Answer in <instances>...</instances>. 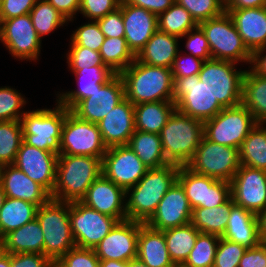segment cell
I'll return each instance as SVG.
<instances>
[{
	"mask_svg": "<svg viewBox=\"0 0 266 267\" xmlns=\"http://www.w3.org/2000/svg\"><path fill=\"white\" fill-rule=\"evenodd\" d=\"M178 172L179 166L175 164L148 169L138 183L126 191L127 219L145 224L177 181Z\"/></svg>",
	"mask_w": 266,
	"mask_h": 267,
	"instance_id": "obj_1",
	"label": "cell"
},
{
	"mask_svg": "<svg viewBox=\"0 0 266 267\" xmlns=\"http://www.w3.org/2000/svg\"><path fill=\"white\" fill-rule=\"evenodd\" d=\"M102 174V159L84 155H58L51 199L81 201L89 186Z\"/></svg>",
	"mask_w": 266,
	"mask_h": 267,
	"instance_id": "obj_2",
	"label": "cell"
},
{
	"mask_svg": "<svg viewBox=\"0 0 266 267\" xmlns=\"http://www.w3.org/2000/svg\"><path fill=\"white\" fill-rule=\"evenodd\" d=\"M125 98L134 106L144 102L173 101L174 79L170 68L135 61L120 73Z\"/></svg>",
	"mask_w": 266,
	"mask_h": 267,
	"instance_id": "obj_3",
	"label": "cell"
},
{
	"mask_svg": "<svg viewBox=\"0 0 266 267\" xmlns=\"http://www.w3.org/2000/svg\"><path fill=\"white\" fill-rule=\"evenodd\" d=\"M203 133L201 120L175 110L159 134L167 162L187 166L200 145Z\"/></svg>",
	"mask_w": 266,
	"mask_h": 267,
	"instance_id": "obj_4",
	"label": "cell"
},
{
	"mask_svg": "<svg viewBox=\"0 0 266 267\" xmlns=\"http://www.w3.org/2000/svg\"><path fill=\"white\" fill-rule=\"evenodd\" d=\"M36 219L43 231V254L55 264L76 246L70 226L69 202L50 199L38 207Z\"/></svg>",
	"mask_w": 266,
	"mask_h": 267,
	"instance_id": "obj_5",
	"label": "cell"
},
{
	"mask_svg": "<svg viewBox=\"0 0 266 267\" xmlns=\"http://www.w3.org/2000/svg\"><path fill=\"white\" fill-rule=\"evenodd\" d=\"M54 109L27 111L21 117L23 141L29 146L60 155L62 127L67 108L58 101Z\"/></svg>",
	"mask_w": 266,
	"mask_h": 267,
	"instance_id": "obj_6",
	"label": "cell"
},
{
	"mask_svg": "<svg viewBox=\"0 0 266 267\" xmlns=\"http://www.w3.org/2000/svg\"><path fill=\"white\" fill-rule=\"evenodd\" d=\"M198 26L204 32L212 59L226 60L239 64L251 63L252 53L243 42L228 12L203 21Z\"/></svg>",
	"mask_w": 266,
	"mask_h": 267,
	"instance_id": "obj_7",
	"label": "cell"
},
{
	"mask_svg": "<svg viewBox=\"0 0 266 267\" xmlns=\"http://www.w3.org/2000/svg\"><path fill=\"white\" fill-rule=\"evenodd\" d=\"M257 123L252 113L239 104L223 108L215 117L204 121L203 136L211 142L240 149Z\"/></svg>",
	"mask_w": 266,
	"mask_h": 267,
	"instance_id": "obj_8",
	"label": "cell"
},
{
	"mask_svg": "<svg viewBox=\"0 0 266 267\" xmlns=\"http://www.w3.org/2000/svg\"><path fill=\"white\" fill-rule=\"evenodd\" d=\"M237 63L210 59L204 61L199 80L209 89L214 99L224 107L241 104L242 80L246 70H237Z\"/></svg>",
	"mask_w": 266,
	"mask_h": 267,
	"instance_id": "obj_9",
	"label": "cell"
},
{
	"mask_svg": "<svg viewBox=\"0 0 266 267\" xmlns=\"http://www.w3.org/2000/svg\"><path fill=\"white\" fill-rule=\"evenodd\" d=\"M174 79L176 110L202 122L215 117L224 107L214 99L198 75Z\"/></svg>",
	"mask_w": 266,
	"mask_h": 267,
	"instance_id": "obj_10",
	"label": "cell"
},
{
	"mask_svg": "<svg viewBox=\"0 0 266 267\" xmlns=\"http://www.w3.org/2000/svg\"><path fill=\"white\" fill-rule=\"evenodd\" d=\"M107 149L98 125L78 118L67 109L62 127L60 155H84L103 159Z\"/></svg>",
	"mask_w": 266,
	"mask_h": 267,
	"instance_id": "obj_11",
	"label": "cell"
},
{
	"mask_svg": "<svg viewBox=\"0 0 266 267\" xmlns=\"http://www.w3.org/2000/svg\"><path fill=\"white\" fill-rule=\"evenodd\" d=\"M187 167L197 174L230 182L240 167L239 149L211 142L203 136Z\"/></svg>",
	"mask_w": 266,
	"mask_h": 267,
	"instance_id": "obj_12",
	"label": "cell"
},
{
	"mask_svg": "<svg viewBox=\"0 0 266 267\" xmlns=\"http://www.w3.org/2000/svg\"><path fill=\"white\" fill-rule=\"evenodd\" d=\"M69 218L75 245L88 249H94L118 222L81 201L69 203Z\"/></svg>",
	"mask_w": 266,
	"mask_h": 267,
	"instance_id": "obj_13",
	"label": "cell"
},
{
	"mask_svg": "<svg viewBox=\"0 0 266 267\" xmlns=\"http://www.w3.org/2000/svg\"><path fill=\"white\" fill-rule=\"evenodd\" d=\"M177 181L192 209L217 207L231 198L230 182L197 174L187 166H179Z\"/></svg>",
	"mask_w": 266,
	"mask_h": 267,
	"instance_id": "obj_14",
	"label": "cell"
},
{
	"mask_svg": "<svg viewBox=\"0 0 266 267\" xmlns=\"http://www.w3.org/2000/svg\"><path fill=\"white\" fill-rule=\"evenodd\" d=\"M0 40L15 59H39L42 40L33 27L30 14L3 20L0 23Z\"/></svg>",
	"mask_w": 266,
	"mask_h": 267,
	"instance_id": "obj_15",
	"label": "cell"
},
{
	"mask_svg": "<svg viewBox=\"0 0 266 267\" xmlns=\"http://www.w3.org/2000/svg\"><path fill=\"white\" fill-rule=\"evenodd\" d=\"M148 169L128 145L109 147L102 159V174L125 191L136 185Z\"/></svg>",
	"mask_w": 266,
	"mask_h": 267,
	"instance_id": "obj_16",
	"label": "cell"
},
{
	"mask_svg": "<svg viewBox=\"0 0 266 267\" xmlns=\"http://www.w3.org/2000/svg\"><path fill=\"white\" fill-rule=\"evenodd\" d=\"M235 205L258 215L266 209V171L240 165L230 181Z\"/></svg>",
	"mask_w": 266,
	"mask_h": 267,
	"instance_id": "obj_17",
	"label": "cell"
},
{
	"mask_svg": "<svg viewBox=\"0 0 266 267\" xmlns=\"http://www.w3.org/2000/svg\"><path fill=\"white\" fill-rule=\"evenodd\" d=\"M140 222H117L110 232L94 248L100 260L130 261L137 258Z\"/></svg>",
	"mask_w": 266,
	"mask_h": 267,
	"instance_id": "obj_18",
	"label": "cell"
},
{
	"mask_svg": "<svg viewBox=\"0 0 266 267\" xmlns=\"http://www.w3.org/2000/svg\"><path fill=\"white\" fill-rule=\"evenodd\" d=\"M124 98L123 79L120 74H115L90 97L81 100L71 112L82 120L98 124Z\"/></svg>",
	"mask_w": 266,
	"mask_h": 267,
	"instance_id": "obj_19",
	"label": "cell"
},
{
	"mask_svg": "<svg viewBox=\"0 0 266 267\" xmlns=\"http://www.w3.org/2000/svg\"><path fill=\"white\" fill-rule=\"evenodd\" d=\"M192 210L183 187L176 181L145 224L158 231L183 226L191 222Z\"/></svg>",
	"mask_w": 266,
	"mask_h": 267,
	"instance_id": "obj_20",
	"label": "cell"
},
{
	"mask_svg": "<svg viewBox=\"0 0 266 267\" xmlns=\"http://www.w3.org/2000/svg\"><path fill=\"white\" fill-rule=\"evenodd\" d=\"M57 160L58 154L29 146L23 141L13 164L51 194L56 181Z\"/></svg>",
	"mask_w": 266,
	"mask_h": 267,
	"instance_id": "obj_21",
	"label": "cell"
},
{
	"mask_svg": "<svg viewBox=\"0 0 266 267\" xmlns=\"http://www.w3.org/2000/svg\"><path fill=\"white\" fill-rule=\"evenodd\" d=\"M81 202L118 222L127 219L126 191L103 174L89 186Z\"/></svg>",
	"mask_w": 266,
	"mask_h": 267,
	"instance_id": "obj_22",
	"label": "cell"
},
{
	"mask_svg": "<svg viewBox=\"0 0 266 267\" xmlns=\"http://www.w3.org/2000/svg\"><path fill=\"white\" fill-rule=\"evenodd\" d=\"M122 17L129 49L136 56L158 30V16L122 0Z\"/></svg>",
	"mask_w": 266,
	"mask_h": 267,
	"instance_id": "obj_23",
	"label": "cell"
},
{
	"mask_svg": "<svg viewBox=\"0 0 266 267\" xmlns=\"http://www.w3.org/2000/svg\"><path fill=\"white\" fill-rule=\"evenodd\" d=\"M97 125L107 148L127 145L135 131L134 105L124 98Z\"/></svg>",
	"mask_w": 266,
	"mask_h": 267,
	"instance_id": "obj_24",
	"label": "cell"
},
{
	"mask_svg": "<svg viewBox=\"0 0 266 267\" xmlns=\"http://www.w3.org/2000/svg\"><path fill=\"white\" fill-rule=\"evenodd\" d=\"M0 185L6 197L21 199L37 207L51 199L50 193L43 186L29 178L14 164L2 166Z\"/></svg>",
	"mask_w": 266,
	"mask_h": 267,
	"instance_id": "obj_25",
	"label": "cell"
},
{
	"mask_svg": "<svg viewBox=\"0 0 266 267\" xmlns=\"http://www.w3.org/2000/svg\"><path fill=\"white\" fill-rule=\"evenodd\" d=\"M248 50L266 46V6L246 9H226Z\"/></svg>",
	"mask_w": 266,
	"mask_h": 267,
	"instance_id": "obj_26",
	"label": "cell"
},
{
	"mask_svg": "<svg viewBox=\"0 0 266 267\" xmlns=\"http://www.w3.org/2000/svg\"><path fill=\"white\" fill-rule=\"evenodd\" d=\"M70 70L75 74L78 89L56 94V101L70 111L81 100L90 97L94 91L100 89L115 75L108 66H92L91 68Z\"/></svg>",
	"mask_w": 266,
	"mask_h": 267,
	"instance_id": "obj_27",
	"label": "cell"
},
{
	"mask_svg": "<svg viewBox=\"0 0 266 267\" xmlns=\"http://www.w3.org/2000/svg\"><path fill=\"white\" fill-rule=\"evenodd\" d=\"M228 216L223 238L236 242L246 249L254 248L261 243L257 215L234 204Z\"/></svg>",
	"mask_w": 266,
	"mask_h": 267,
	"instance_id": "obj_28",
	"label": "cell"
},
{
	"mask_svg": "<svg viewBox=\"0 0 266 267\" xmlns=\"http://www.w3.org/2000/svg\"><path fill=\"white\" fill-rule=\"evenodd\" d=\"M137 259L149 267H174L163 231L154 230L140 222Z\"/></svg>",
	"mask_w": 266,
	"mask_h": 267,
	"instance_id": "obj_29",
	"label": "cell"
},
{
	"mask_svg": "<svg viewBox=\"0 0 266 267\" xmlns=\"http://www.w3.org/2000/svg\"><path fill=\"white\" fill-rule=\"evenodd\" d=\"M178 40L176 36L157 30L135 59L147 65L171 69L179 52Z\"/></svg>",
	"mask_w": 266,
	"mask_h": 267,
	"instance_id": "obj_30",
	"label": "cell"
},
{
	"mask_svg": "<svg viewBox=\"0 0 266 267\" xmlns=\"http://www.w3.org/2000/svg\"><path fill=\"white\" fill-rule=\"evenodd\" d=\"M1 239L6 253L43 254V231L36 218L22 227L8 232Z\"/></svg>",
	"mask_w": 266,
	"mask_h": 267,
	"instance_id": "obj_31",
	"label": "cell"
},
{
	"mask_svg": "<svg viewBox=\"0 0 266 267\" xmlns=\"http://www.w3.org/2000/svg\"><path fill=\"white\" fill-rule=\"evenodd\" d=\"M173 101L144 102L134 106L135 130L160 134L172 113Z\"/></svg>",
	"mask_w": 266,
	"mask_h": 267,
	"instance_id": "obj_32",
	"label": "cell"
},
{
	"mask_svg": "<svg viewBox=\"0 0 266 267\" xmlns=\"http://www.w3.org/2000/svg\"><path fill=\"white\" fill-rule=\"evenodd\" d=\"M241 104L258 123H266V77L246 70L242 80Z\"/></svg>",
	"mask_w": 266,
	"mask_h": 267,
	"instance_id": "obj_33",
	"label": "cell"
},
{
	"mask_svg": "<svg viewBox=\"0 0 266 267\" xmlns=\"http://www.w3.org/2000/svg\"><path fill=\"white\" fill-rule=\"evenodd\" d=\"M127 145L149 169L169 164L159 134L135 130Z\"/></svg>",
	"mask_w": 266,
	"mask_h": 267,
	"instance_id": "obj_34",
	"label": "cell"
},
{
	"mask_svg": "<svg viewBox=\"0 0 266 267\" xmlns=\"http://www.w3.org/2000/svg\"><path fill=\"white\" fill-rule=\"evenodd\" d=\"M233 199L217 207H196L192 210L191 224L200 232L222 237L226 231Z\"/></svg>",
	"mask_w": 266,
	"mask_h": 267,
	"instance_id": "obj_35",
	"label": "cell"
},
{
	"mask_svg": "<svg viewBox=\"0 0 266 267\" xmlns=\"http://www.w3.org/2000/svg\"><path fill=\"white\" fill-rule=\"evenodd\" d=\"M38 207L30 202L6 197L0 209V238L36 218Z\"/></svg>",
	"mask_w": 266,
	"mask_h": 267,
	"instance_id": "obj_36",
	"label": "cell"
},
{
	"mask_svg": "<svg viewBox=\"0 0 266 267\" xmlns=\"http://www.w3.org/2000/svg\"><path fill=\"white\" fill-rule=\"evenodd\" d=\"M168 253L174 265H182L193 249L200 232L191 224L163 230Z\"/></svg>",
	"mask_w": 266,
	"mask_h": 267,
	"instance_id": "obj_37",
	"label": "cell"
},
{
	"mask_svg": "<svg viewBox=\"0 0 266 267\" xmlns=\"http://www.w3.org/2000/svg\"><path fill=\"white\" fill-rule=\"evenodd\" d=\"M266 123H257L239 149L240 165L266 171Z\"/></svg>",
	"mask_w": 266,
	"mask_h": 267,
	"instance_id": "obj_38",
	"label": "cell"
},
{
	"mask_svg": "<svg viewBox=\"0 0 266 267\" xmlns=\"http://www.w3.org/2000/svg\"><path fill=\"white\" fill-rule=\"evenodd\" d=\"M99 53L103 63L115 74H120L135 61L124 37H105Z\"/></svg>",
	"mask_w": 266,
	"mask_h": 267,
	"instance_id": "obj_39",
	"label": "cell"
},
{
	"mask_svg": "<svg viewBox=\"0 0 266 267\" xmlns=\"http://www.w3.org/2000/svg\"><path fill=\"white\" fill-rule=\"evenodd\" d=\"M197 26L191 14L177 2L158 16V30L179 39Z\"/></svg>",
	"mask_w": 266,
	"mask_h": 267,
	"instance_id": "obj_40",
	"label": "cell"
},
{
	"mask_svg": "<svg viewBox=\"0 0 266 267\" xmlns=\"http://www.w3.org/2000/svg\"><path fill=\"white\" fill-rule=\"evenodd\" d=\"M29 14L40 39L68 23L65 17L46 0H38Z\"/></svg>",
	"mask_w": 266,
	"mask_h": 267,
	"instance_id": "obj_41",
	"label": "cell"
},
{
	"mask_svg": "<svg viewBox=\"0 0 266 267\" xmlns=\"http://www.w3.org/2000/svg\"><path fill=\"white\" fill-rule=\"evenodd\" d=\"M23 142L20 121H0V165L13 164Z\"/></svg>",
	"mask_w": 266,
	"mask_h": 267,
	"instance_id": "obj_42",
	"label": "cell"
},
{
	"mask_svg": "<svg viewBox=\"0 0 266 267\" xmlns=\"http://www.w3.org/2000/svg\"><path fill=\"white\" fill-rule=\"evenodd\" d=\"M220 237L200 233L193 249L183 264L185 267H213Z\"/></svg>",
	"mask_w": 266,
	"mask_h": 267,
	"instance_id": "obj_43",
	"label": "cell"
},
{
	"mask_svg": "<svg viewBox=\"0 0 266 267\" xmlns=\"http://www.w3.org/2000/svg\"><path fill=\"white\" fill-rule=\"evenodd\" d=\"M26 99L12 87H0V121H20Z\"/></svg>",
	"mask_w": 266,
	"mask_h": 267,
	"instance_id": "obj_44",
	"label": "cell"
},
{
	"mask_svg": "<svg viewBox=\"0 0 266 267\" xmlns=\"http://www.w3.org/2000/svg\"><path fill=\"white\" fill-rule=\"evenodd\" d=\"M193 17L197 24L222 15L225 9L224 0H175Z\"/></svg>",
	"mask_w": 266,
	"mask_h": 267,
	"instance_id": "obj_45",
	"label": "cell"
},
{
	"mask_svg": "<svg viewBox=\"0 0 266 267\" xmlns=\"http://www.w3.org/2000/svg\"><path fill=\"white\" fill-rule=\"evenodd\" d=\"M70 45H78L99 52L105 40V35L101 32L97 21L90 20L88 23L81 25L71 36Z\"/></svg>",
	"mask_w": 266,
	"mask_h": 267,
	"instance_id": "obj_46",
	"label": "cell"
},
{
	"mask_svg": "<svg viewBox=\"0 0 266 267\" xmlns=\"http://www.w3.org/2000/svg\"><path fill=\"white\" fill-rule=\"evenodd\" d=\"M54 267H100V259L94 249L75 246L62 256Z\"/></svg>",
	"mask_w": 266,
	"mask_h": 267,
	"instance_id": "obj_47",
	"label": "cell"
},
{
	"mask_svg": "<svg viewBox=\"0 0 266 267\" xmlns=\"http://www.w3.org/2000/svg\"><path fill=\"white\" fill-rule=\"evenodd\" d=\"M246 248L220 237L213 267H238Z\"/></svg>",
	"mask_w": 266,
	"mask_h": 267,
	"instance_id": "obj_48",
	"label": "cell"
},
{
	"mask_svg": "<svg viewBox=\"0 0 266 267\" xmlns=\"http://www.w3.org/2000/svg\"><path fill=\"white\" fill-rule=\"evenodd\" d=\"M67 53V63L70 69L91 68L92 66H106L101 58L99 52L93 51L89 48L70 45Z\"/></svg>",
	"mask_w": 266,
	"mask_h": 267,
	"instance_id": "obj_49",
	"label": "cell"
},
{
	"mask_svg": "<svg viewBox=\"0 0 266 267\" xmlns=\"http://www.w3.org/2000/svg\"><path fill=\"white\" fill-rule=\"evenodd\" d=\"M122 0H80L79 12L86 19L97 21L117 10Z\"/></svg>",
	"mask_w": 266,
	"mask_h": 267,
	"instance_id": "obj_50",
	"label": "cell"
},
{
	"mask_svg": "<svg viewBox=\"0 0 266 267\" xmlns=\"http://www.w3.org/2000/svg\"><path fill=\"white\" fill-rule=\"evenodd\" d=\"M183 37L187 38L185 48L188 54L204 61L212 59L208 40L199 26L189 30L181 39Z\"/></svg>",
	"mask_w": 266,
	"mask_h": 267,
	"instance_id": "obj_51",
	"label": "cell"
},
{
	"mask_svg": "<svg viewBox=\"0 0 266 267\" xmlns=\"http://www.w3.org/2000/svg\"><path fill=\"white\" fill-rule=\"evenodd\" d=\"M203 63L204 60L194 57L191 54H186V52L185 55H182L179 51L171 68L173 78L198 75Z\"/></svg>",
	"mask_w": 266,
	"mask_h": 267,
	"instance_id": "obj_52",
	"label": "cell"
},
{
	"mask_svg": "<svg viewBox=\"0 0 266 267\" xmlns=\"http://www.w3.org/2000/svg\"><path fill=\"white\" fill-rule=\"evenodd\" d=\"M105 37H124L125 29L122 17V1L120 7L97 20Z\"/></svg>",
	"mask_w": 266,
	"mask_h": 267,
	"instance_id": "obj_53",
	"label": "cell"
},
{
	"mask_svg": "<svg viewBox=\"0 0 266 267\" xmlns=\"http://www.w3.org/2000/svg\"><path fill=\"white\" fill-rule=\"evenodd\" d=\"M38 0H1L0 23L14 17L29 14Z\"/></svg>",
	"mask_w": 266,
	"mask_h": 267,
	"instance_id": "obj_54",
	"label": "cell"
},
{
	"mask_svg": "<svg viewBox=\"0 0 266 267\" xmlns=\"http://www.w3.org/2000/svg\"><path fill=\"white\" fill-rule=\"evenodd\" d=\"M11 267H54V264L39 253L11 254Z\"/></svg>",
	"mask_w": 266,
	"mask_h": 267,
	"instance_id": "obj_55",
	"label": "cell"
},
{
	"mask_svg": "<svg viewBox=\"0 0 266 267\" xmlns=\"http://www.w3.org/2000/svg\"><path fill=\"white\" fill-rule=\"evenodd\" d=\"M238 267H266V248L260 243L244 252Z\"/></svg>",
	"mask_w": 266,
	"mask_h": 267,
	"instance_id": "obj_56",
	"label": "cell"
},
{
	"mask_svg": "<svg viewBox=\"0 0 266 267\" xmlns=\"http://www.w3.org/2000/svg\"><path fill=\"white\" fill-rule=\"evenodd\" d=\"M128 4L142 7L151 13L159 16L166 11L171 5L175 3V0H125Z\"/></svg>",
	"mask_w": 266,
	"mask_h": 267,
	"instance_id": "obj_57",
	"label": "cell"
},
{
	"mask_svg": "<svg viewBox=\"0 0 266 267\" xmlns=\"http://www.w3.org/2000/svg\"><path fill=\"white\" fill-rule=\"evenodd\" d=\"M69 22L79 12L80 0H46ZM75 15V16H74Z\"/></svg>",
	"mask_w": 266,
	"mask_h": 267,
	"instance_id": "obj_58",
	"label": "cell"
},
{
	"mask_svg": "<svg viewBox=\"0 0 266 267\" xmlns=\"http://www.w3.org/2000/svg\"><path fill=\"white\" fill-rule=\"evenodd\" d=\"M266 46L252 53L250 69L261 76L266 77Z\"/></svg>",
	"mask_w": 266,
	"mask_h": 267,
	"instance_id": "obj_59",
	"label": "cell"
},
{
	"mask_svg": "<svg viewBox=\"0 0 266 267\" xmlns=\"http://www.w3.org/2000/svg\"><path fill=\"white\" fill-rule=\"evenodd\" d=\"M225 9H246L265 7L266 0H224Z\"/></svg>",
	"mask_w": 266,
	"mask_h": 267,
	"instance_id": "obj_60",
	"label": "cell"
},
{
	"mask_svg": "<svg viewBox=\"0 0 266 267\" xmlns=\"http://www.w3.org/2000/svg\"><path fill=\"white\" fill-rule=\"evenodd\" d=\"M259 236L266 237V209L257 215Z\"/></svg>",
	"mask_w": 266,
	"mask_h": 267,
	"instance_id": "obj_61",
	"label": "cell"
},
{
	"mask_svg": "<svg viewBox=\"0 0 266 267\" xmlns=\"http://www.w3.org/2000/svg\"><path fill=\"white\" fill-rule=\"evenodd\" d=\"M100 267H129V261L100 260Z\"/></svg>",
	"mask_w": 266,
	"mask_h": 267,
	"instance_id": "obj_62",
	"label": "cell"
},
{
	"mask_svg": "<svg viewBox=\"0 0 266 267\" xmlns=\"http://www.w3.org/2000/svg\"><path fill=\"white\" fill-rule=\"evenodd\" d=\"M0 267H11V254L5 253L0 258Z\"/></svg>",
	"mask_w": 266,
	"mask_h": 267,
	"instance_id": "obj_63",
	"label": "cell"
},
{
	"mask_svg": "<svg viewBox=\"0 0 266 267\" xmlns=\"http://www.w3.org/2000/svg\"><path fill=\"white\" fill-rule=\"evenodd\" d=\"M129 267H149V266H147L146 264H144L143 262H141L136 258L129 261Z\"/></svg>",
	"mask_w": 266,
	"mask_h": 267,
	"instance_id": "obj_64",
	"label": "cell"
},
{
	"mask_svg": "<svg viewBox=\"0 0 266 267\" xmlns=\"http://www.w3.org/2000/svg\"><path fill=\"white\" fill-rule=\"evenodd\" d=\"M5 198H6V194H5L2 186L0 185V209L3 206Z\"/></svg>",
	"mask_w": 266,
	"mask_h": 267,
	"instance_id": "obj_65",
	"label": "cell"
},
{
	"mask_svg": "<svg viewBox=\"0 0 266 267\" xmlns=\"http://www.w3.org/2000/svg\"><path fill=\"white\" fill-rule=\"evenodd\" d=\"M6 253L2 239L0 238V258Z\"/></svg>",
	"mask_w": 266,
	"mask_h": 267,
	"instance_id": "obj_66",
	"label": "cell"
},
{
	"mask_svg": "<svg viewBox=\"0 0 266 267\" xmlns=\"http://www.w3.org/2000/svg\"><path fill=\"white\" fill-rule=\"evenodd\" d=\"M262 245L266 248V237H260Z\"/></svg>",
	"mask_w": 266,
	"mask_h": 267,
	"instance_id": "obj_67",
	"label": "cell"
},
{
	"mask_svg": "<svg viewBox=\"0 0 266 267\" xmlns=\"http://www.w3.org/2000/svg\"><path fill=\"white\" fill-rule=\"evenodd\" d=\"M174 267H185V266L182 264V265H174Z\"/></svg>",
	"mask_w": 266,
	"mask_h": 267,
	"instance_id": "obj_68",
	"label": "cell"
}]
</instances>
